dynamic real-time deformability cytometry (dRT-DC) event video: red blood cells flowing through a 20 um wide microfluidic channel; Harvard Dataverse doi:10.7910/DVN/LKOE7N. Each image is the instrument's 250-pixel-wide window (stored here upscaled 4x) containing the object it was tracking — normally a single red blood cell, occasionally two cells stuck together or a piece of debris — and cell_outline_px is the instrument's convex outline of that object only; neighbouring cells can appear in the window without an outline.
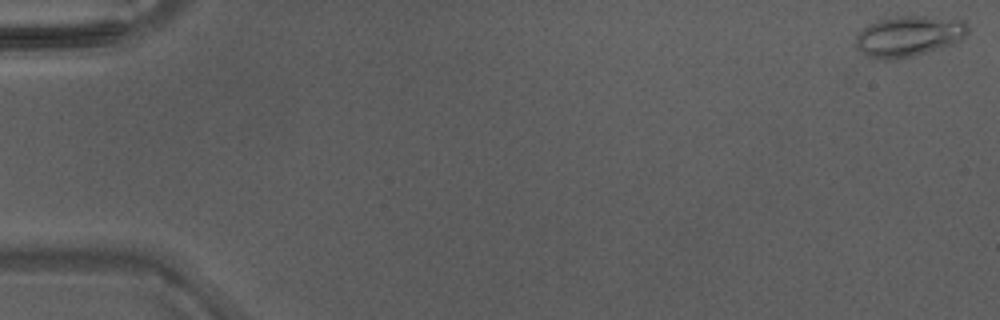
{"species": "Egyptian fruit bat (a non-hibernating species)", "species_latin": "Rousettus aegyptiacus", "temperature_condition": "warm", "stored_images_in_passage": 46, "camera_frame_rate_fps": 3000, "um_per_image_px": 0.085, "animal": {"sex": "male"}, "frame": {"image": 1, "passage_image": 1, "time_ms": 0.0, "image_size_px": [1000, 320], "cell_outline_px": [[968, 32], [960, 40], [952, 44], [912, 56], [892, 60], [888, 60], [868, 56], [856, 44], [856, 36], [868, 24], [880, 20], [900, 16], [924, 16], [964, 20], [968, 24]], "centroid_in_image_um": [77.28, 3.06], "position_along_channel_um": 7.7, "area_um2": 26.07}}
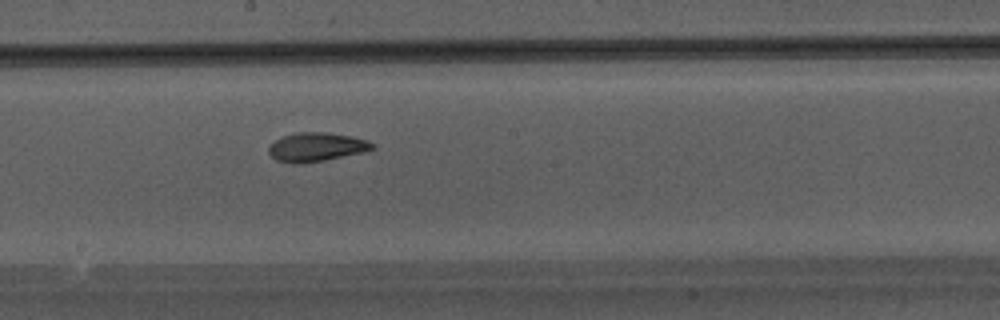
{"frame": {"image": 2, "passage_image": 26, "time_ms": 8.333, "image_size_px": [1000, 320], "cell_outline_px": [[376, 148], [364, 152], [324, 160], [292, 164], [276, 160], [268, 152], [268, 148], [280, 136], [296, 132], [328, 132], [352, 136], [376, 144]], "centroid_in_image_um": [26.89, 12.48], "position_along_channel_um": 221.3, "area_um2": 17.46}}
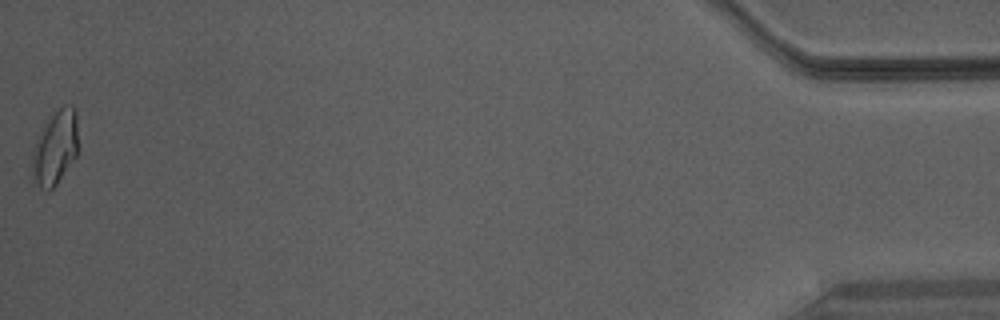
{"frame": {"image": 3, "passage_image": 46, "time_ms": 15.0, "image_size_px": [1000, 320], "cell_outline_px": [[76, 156], [56, 184], [48, 192], [40, 188], [36, 180], [32, 164], [32, 156], [36, 144], [48, 120], [64, 104], [72, 104], [76, 112]], "centroid_in_image_um": [4.72, 12.56], "position_along_channel_um": 430.5, "area_um2": 18.84}}